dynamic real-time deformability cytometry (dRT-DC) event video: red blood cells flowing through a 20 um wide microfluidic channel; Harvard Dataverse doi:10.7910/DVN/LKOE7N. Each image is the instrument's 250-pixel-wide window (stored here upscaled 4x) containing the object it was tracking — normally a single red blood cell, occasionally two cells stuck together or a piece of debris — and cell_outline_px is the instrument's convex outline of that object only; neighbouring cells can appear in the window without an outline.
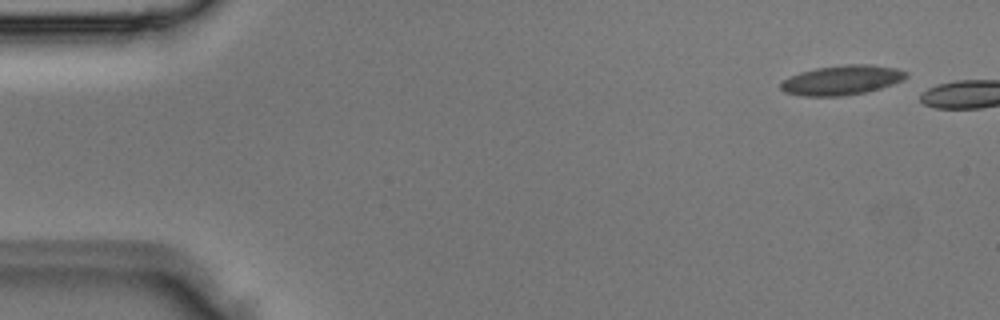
{"species": "Egyptian fruit bat (a non-hibernating species)", "species_latin": "Rousettus aegyptiacus", "temperature_condition": "room temperature", "stored_images_in_passage": 6, "camera_frame_rate_fps": 3000, "um_per_image_px": 0.085, "animal": {"sex": "male"}, "frame": {"image": 1, "passage_image": 1, "time_ms": 0.0, "image_size_px": [1000, 320], "cell_outline_px": [[908, 76], [904, 80], [880, 88], [864, 92], [844, 96], [804, 96], [784, 92], [780, 88], [780, 84], [784, 80], [800, 72], [816, 68], [844, 64], [872, 64], [896, 68], [908, 72]], "centroid_in_image_um": [71.58, 6.8], "position_along_channel_um": 13.4, "area_um2": 21.68}}
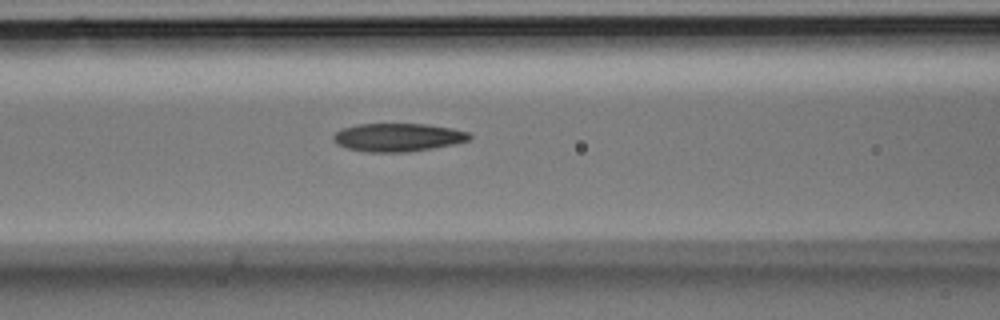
{"frame": {"image": 2, "passage_image": 6, "time_ms": 1.667, "image_size_px": [1000, 320], "cell_outline_px": [[472, 136], [468, 140], [452, 144], [432, 148], [408, 152], [368, 152], [348, 148], [336, 144], [332, 140], [332, 136], [340, 128], [356, 124], [428, 124], [452, 128], [468, 132]], "centroid_in_image_um": [33.77, 11.67], "position_along_channel_um": 132.8, "area_um2": 22.43}}